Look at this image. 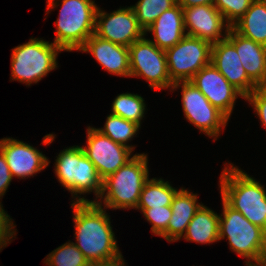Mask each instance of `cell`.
<instances>
[{
    "mask_svg": "<svg viewBox=\"0 0 266 266\" xmlns=\"http://www.w3.org/2000/svg\"><path fill=\"white\" fill-rule=\"evenodd\" d=\"M73 221L77 248L89 263L118 256L115 234L106 210L95 202H73Z\"/></svg>",
    "mask_w": 266,
    "mask_h": 266,
    "instance_id": "1",
    "label": "cell"
},
{
    "mask_svg": "<svg viewBox=\"0 0 266 266\" xmlns=\"http://www.w3.org/2000/svg\"><path fill=\"white\" fill-rule=\"evenodd\" d=\"M222 199L252 224L266 231V191L263 185L232 163L220 175Z\"/></svg>",
    "mask_w": 266,
    "mask_h": 266,
    "instance_id": "2",
    "label": "cell"
},
{
    "mask_svg": "<svg viewBox=\"0 0 266 266\" xmlns=\"http://www.w3.org/2000/svg\"><path fill=\"white\" fill-rule=\"evenodd\" d=\"M148 169L147 154H134L125 165L102 180L99 200L92 202L106 209H137L141 191L149 179Z\"/></svg>",
    "mask_w": 266,
    "mask_h": 266,
    "instance_id": "3",
    "label": "cell"
},
{
    "mask_svg": "<svg viewBox=\"0 0 266 266\" xmlns=\"http://www.w3.org/2000/svg\"><path fill=\"white\" fill-rule=\"evenodd\" d=\"M47 0L46 14L61 4L55 21L54 44L63 51H78L95 33L97 4L93 0Z\"/></svg>",
    "mask_w": 266,
    "mask_h": 266,
    "instance_id": "4",
    "label": "cell"
},
{
    "mask_svg": "<svg viewBox=\"0 0 266 266\" xmlns=\"http://www.w3.org/2000/svg\"><path fill=\"white\" fill-rule=\"evenodd\" d=\"M222 204L223 212L221 215L219 214V240L226 237L230 249L247 259L245 262L247 266L265 262L266 231L260 226L252 224L223 199Z\"/></svg>",
    "mask_w": 266,
    "mask_h": 266,
    "instance_id": "5",
    "label": "cell"
},
{
    "mask_svg": "<svg viewBox=\"0 0 266 266\" xmlns=\"http://www.w3.org/2000/svg\"><path fill=\"white\" fill-rule=\"evenodd\" d=\"M55 160V174L59 183L68 190L75 203L92 202L79 197L78 194L93 192L98 199L102 191V179L99 177L94 164L84 154L82 147L71 146L63 149Z\"/></svg>",
    "mask_w": 266,
    "mask_h": 266,
    "instance_id": "6",
    "label": "cell"
},
{
    "mask_svg": "<svg viewBox=\"0 0 266 266\" xmlns=\"http://www.w3.org/2000/svg\"><path fill=\"white\" fill-rule=\"evenodd\" d=\"M63 51L53 42L39 38H30L27 43L12 49L11 80H17L30 86L58 66V53Z\"/></svg>",
    "mask_w": 266,
    "mask_h": 266,
    "instance_id": "7",
    "label": "cell"
},
{
    "mask_svg": "<svg viewBox=\"0 0 266 266\" xmlns=\"http://www.w3.org/2000/svg\"><path fill=\"white\" fill-rule=\"evenodd\" d=\"M130 77H142L153 90L170 89L165 51L145 36L129 46Z\"/></svg>",
    "mask_w": 266,
    "mask_h": 266,
    "instance_id": "8",
    "label": "cell"
},
{
    "mask_svg": "<svg viewBox=\"0 0 266 266\" xmlns=\"http://www.w3.org/2000/svg\"><path fill=\"white\" fill-rule=\"evenodd\" d=\"M211 51V43L187 35L167 49L165 55L171 81H190L200 69L211 63Z\"/></svg>",
    "mask_w": 266,
    "mask_h": 266,
    "instance_id": "9",
    "label": "cell"
},
{
    "mask_svg": "<svg viewBox=\"0 0 266 266\" xmlns=\"http://www.w3.org/2000/svg\"><path fill=\"white\" fill-rule=\"evenodd\" d=\"M180 87H182V106L185 118L200 132H204L210 138L215 137L216 141L229 119L214 107L190 81L175 82L171 89L174 91Z\"/></svg>",
    "mask_w": 266,
    "mask_h": 266,
    "instance_id": "10",
    "label": "cell"
},
{
    "mask_svg": "<svg viewBox=\"0 0 266 266\" xmlns=\"http://www.w3.org/2000/svg\"><path fill=\"white\" fill-rule=\"evenodd\" d=\"M81 147L84 154L96 167L102 180L115 173L134 157L130 148L114 142L95 127L90 126L87 128L86 146Z\"/></svg>",
    "mask_w": 266,
    "mask_h": 266,
    "instance_id": "11",
    "label": "cell"
},
{
    "mask_svg": "<svg viewBox=\"0 0 266 266\" xmlns=\"http://www.w3.org/2000/svg\"><path fill=\"white\" fill-rule=\"evenodd\" d=\"M95 34L103 39L126 47L142 39L146 34L139 25L132 7L119 8L112 13L96 11Z\"/></svg>",
    "mask_w": 266,
    "mask_h": 266,
    "instance_id": "12",
    "label": "cell"
},
{
    "mask_svg": "<svg viewBox=\"0 0 266 266\" xmlns=\"http://www.w3.org/2000/svg\"><path fill=\"white\" fill-rule=\"evenodd\" d=\"M228 119L238 96L243 95L213 66L212 63L200 69L190 80Z\"/></svg>",
    "mask_w": 266,
    "mask_h": 266,
    "instance_id": "13",
    "label": "cell"
},
{
    "mask_svg": "<svg viewBox=\"0 0 266 266\" xmlns=\"http://www.w3.org/2000/svg\"><path fill=\"white\" fill-rule=\"evenodd\" d=\"M183 19L187 36L199 38L211 44L225 39L231 27L214 5L183 8Z\"/></svg>",
    "mask_w": 266,
    "mask_h": 266,
    "instance_id": "14",
    "label": "cell"
},
{
    "mask_svg": "<svg viewBox=\"0 0 266 266\" xmlns=\"http://www.w3.org/2000/svg\"><path fill=\"white\" fill-rule=\"evenodd\" d=\"M3 153L13 177L28 178L46 168L50 161L37 148L17 139H0Z\"/></svg>",
    "mask_w": 266,
    "mask_h": 266,
    "instance_id": "15",
    "label": "cell"
},
{
    "mask_svg": "<svg viewBox=\"0 0 266 266\" xmlns=\"http://www.w3.org/2000/svg\"><path fill=\"white\" fill-rule=\"evenodd\" d=\"M211 63L244 99L258 87L246 74L236 48L227 38L212 44Z\"/></svg>",
    "mask_w": 266,
    "mask_h": 266,
    "instance_id": "16",
    "label": "cell"
},
{
    "mask_svg": "<svg viewBox=\"0 0 266 266\" xmlns=\"http://www.w3.org/2000/svg\"><path fill=\"white\" fill-rule=\"evenodd\" d=\"M78 51L91 53L109 74L130 77L129 47L112 43L94 33Z\"/></svg>",
    "mask_w": 266,
    "mask_h": 266,
    "instance_id": "17",
    "label": "cell"
},
{
    "mask_svg": "<svg viewBox=\"0 0 266 266\" xmlns=\"http://www.w3.org/2000/svg\"><path fill=\"white\" fill-rule=\"evenodd\" d=\"M236 48L248 77L258 86H266V46L242 36L230 27L226 37Z\"/></svg>",
    "mask_w": 266,
    "mask_h": 266,
    "instance_id": "18",
    "label": "cell"
},
{
    "mask_svg": "<svg viewBox=\"0 0 266 266\" xmlns=\"http://www.w3.org/2000/svg\"><path fill=\"white\" fill-rule=\"evenodd\" d=\"M153 35V42L159 49L166 51L181 41L185 36L183 8L177 2L164 11L146 30Z\"/></svg>",
    "mask_w": 266,
    "mask_h": 266,
    "instance_id": "19",
    "label": "cell"
},
{
    "mask_svg": "<svg viewBox=\"0 0 266 266\" xmlns=\"http://www.w3.org/2000/svg\"><path fill=\"white\" fill-rule=\"evenodd\" d=\"M198 202L197 194L185 188L179 189L171 204L172 215L167 226V241L176 242L185 233L188 224L202 203Z\"/></svg>",
    "mask_w": 266,
    "mask_h": 266,
    "instance_id": "20",
    "label": "cell"
},
{
    "mask_svg": "<svg viewBox=\"0 0 266 266\" xmlns=\"http://www.w3.org/2000/svg\"><path fill=\"white\" fill-rule=\"evenodd\" d=\"M219 218L217 213L202 204L182 237L186 241L208 245L219 241Z\"/></svg>",
    "mask_w": 266,
    "mask_h": 266,
    "instance_id": "21",
    "label": "cell"
},
{
    "mask_svg": "<svg viewBox=\"0 0 266 266\" xmlns=\"http://www.w3.org/2000/svg\"><path fill=\"white\" fill-rule=\"evenodd\" d=\"M231 27L242 36L266 46V0H254Z\"/></svg>",
    "mask_w": 266,
    "mask_h": 266,
    "instance_id": "22",
    "label": "cell"
},
{
    "mask_svg": "<svg viewBox=\"0 0 266 266\" xmlns=\"http://www.w3.org/2000/svg\"><path fill=\"white\" fill-rule=\"evenodd\" d=\"M178 191L162 178L148 179L141 191L137 208L171 206L173 198Z\"/></svg>",
    "mask_w": 266,
    "mask_h": 266,
    "instance_id": "23",
    "label": "cell"
},
{
    "mask_svg": "<svg viewBox=\"0 0 266 266\" xmlns=\"http://www.w3.org/2000/svg\"><path fill=\"white\" fill-rule=\"evenodd\" d=\"M140 128L141 127L134 122L110 114L107 116L104 127L96 129L111 138L114 142L124 145L134 151L135 147L129 145L128 141H131L132 138L137 135Z\"/></svg>",
    "mask_w": 266,
    "mask_h": 266,
    "instance_id": "24",
    "label": "cell"
},
{
    "mask_svg": "<svg viewBox=\"0 0 266 266\" xmlns=\"http://www.w3.org/2000/svg\"><path fill=\"white\" fill-rule=\"evenodd\" d=\"M145 108L146 104L141 95L122 93L114 99L111 114L120 116L141 126Z\"/></svg>",
    "mask_w": 266,
    "mask_h": 266,
    "instance_id": "25",
    "label": "cell"
},
{
    "mask_svg": "<svg viewBox=\"0 0 266 266\" xmlns=\"http://www.w3.org/2000/svg\"><path fill=\"white\" fill-rule=\"evenodd\" d=\"M178 0H139L131 6L139 25L144 31L166 10L173 7Z\"/></svg>",
    "mask_w": 266,
    "mask_h": 266,
    "instance_id": "26",
    "label": "cell"
},
{
    "mask_svg": "<svg viewBox=\"0 0 266 266\" xmlns=\"http://www.w3.org/2000/svg\"><path fill=\"white\" fill-rule=\"evenodd\" d=\"M44 259V263L49 266H88L90 264L74 242L71 241L54 249Z\"/></svg>",
    "mask_w": 266,
    "mask_h": 266,
    "instance_id": "27",
    "label": "cell"
},
{
    "mask_svg": "<svg viewBox=\"0 0 266 266\" xmlns=\"http://www.w3.org/2000/svg\"><path fill=\"white\" fill-rule=\"evenodd\" d=\"M137 209H140L147 221L152 225V233L167 240V226L172 215L171 206Z\"/></svg>",
    "mask_w": 266,
    "mask_h": 266,
    "instance_id": "28",
    "label": "cell"
},
{
    "mask_svg": "<svg viewBox=\"0 0 266 266\" xmlns=\"http://www.w3.org/2000/svg\"><path fill=\"white\" fill-rule=\"evenodd\" d=\"M254 0H215L214 6L232 26L248 10Z\"/></svg>",
    "mask_w": 266,
    "mask_h": 266,
    "instance_id": "29",
    "label": "cell"
},
{
    "mask_svg": "<svg viewBox=\"0 0 266 266\" xmlns=\"http://www.w3.org/2000/svg\"><path fill=\"white\" fill-rule=\"evenodd\" d=\"M244 100L253 106L262 126L266 127V86L255 88Z\"/></svg>",
    "mask_w": 266,
    "mask_h": 266,
    "instance_id": "30",
    "label": "cell"
},
{
    "mask_svg": "<svg viewBox=\"0 0 266 266\" xmlns=\"http://www.w3.org/2000/svg\"><path fill=\"white\" fill-rule=\"evenodd\" d=\"M12 218L6 213L3 205L0 204V251L12 241L16 236V226L12 222Z\"/></svg>",
    "mask_w": 266,
    "mask_h": 266,
    "instance_id": "31",
    "label": "cell"
},
{
    "mask_svg": "<svg viewBox=\"0 0 266 266\" xmlns=\"http://www.w3.org/2000/svg\"><path fill=\"white\" fill-rule=\"evenodd\" d=\"M13 176L9 170L6 159L3 153L0 151V199L5 195ZM1 204V202H0Z\"/></svg>",
    "mask_w": 266,
    "mask_h": 266,
    "instance_id": "32",
    "label": "cell"
},
{
    "mask_svg": "<svg viewBox=\"0 0 266 266\" xmlns=\"http://www.w3.org/2000/svg\"><path fill=\"white\" fill-rule=\"evenodd\" d=\"M91 266H126V264L122 254L120 253L118 256L111 259L99 262H92Z\"/></svg>",
    "mask_w": 266,
    "mask_h": 266,
    "instance_id": "33",
    "label": "cell"
},
{
    "mask_svg": "<svg viewBox=\"0 0 266 266\" xmlns=\"http://www.w3.org/2000/svg\"><path fill=\"white\" fill-rule=\"evenodd\" d=\"M215 0H178L182 8H190L198 5H214Z\"/></svg>",
    "mask_w": 266,
    "mask_h": 266,
    "instance_id": "34",
    "label": "cell"
},
{
    "mask_svg": "<svg viewBox=\"0 0 266 266\" xmlns=\"http://www.w3.org/2000/svg\"><path fill=\"white\" fill-rule=\"evenodd\" d=\"M248 266H266V261L262 263H258V264L248 265Z\"/></svg>",
    "mask_w": 266,
    "mask_h": 266,
    "instance_id": "35",
    "label": "cell"
}]
</instances>
